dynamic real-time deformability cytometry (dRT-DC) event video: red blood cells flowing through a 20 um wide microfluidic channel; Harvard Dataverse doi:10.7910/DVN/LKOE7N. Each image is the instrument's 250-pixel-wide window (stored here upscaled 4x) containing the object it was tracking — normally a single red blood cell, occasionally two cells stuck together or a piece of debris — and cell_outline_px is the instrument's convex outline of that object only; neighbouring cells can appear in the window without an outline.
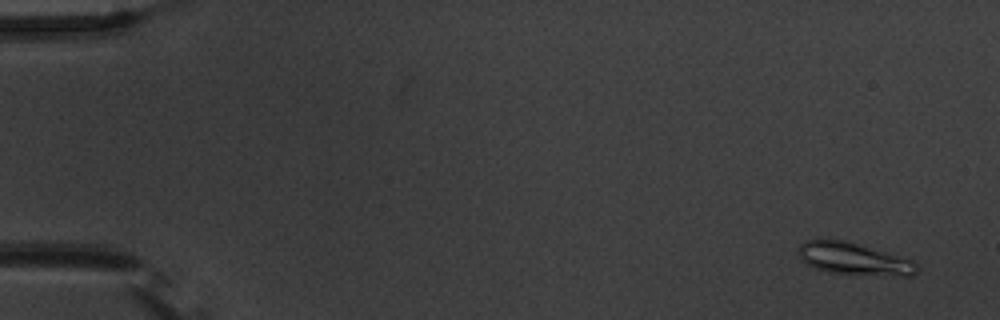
{"species": "common noctule bat (a hibernating species)", "species_latin": "Nyctalus noctula", "temperature_condition": "warm", "stored_images_in_passage": 55, "camera_frame_rate_fps": 3000, "um_per_image_px": 0.085, "animal": {"sex": "male", "body_mass_g": 20.1, "forearm_length_mm": 53.5}, "frame": {"image": 1, "passage_image": 2, "time_ms": 0.333, "image_size_px": [1000, 320], "cell_outline_px": [[920, 268], [912, 276], [904, 276], [828, 272], [816, 268], [808, 264], [800, 256], [800, 244], [808, 240], [820, 236], [844, 240], [916, 260]], "centroid_in_image_um": [72.63, 21.96], "position_along_channel_um": 12.4, "area_um2": 22.37}}
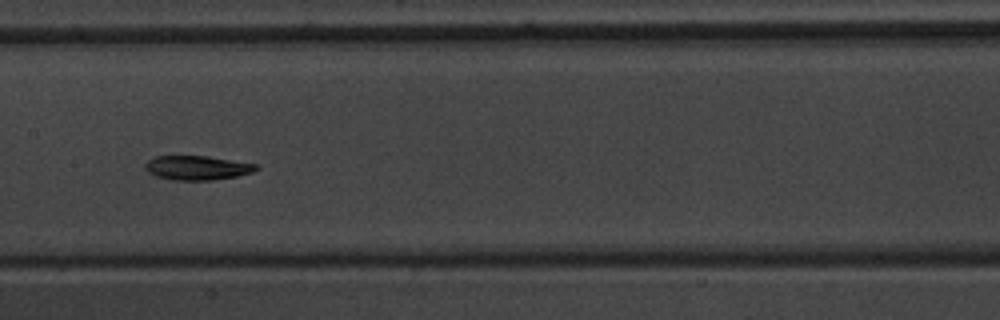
{"frame": {"image": 2, "passage_image": 28, "time_ms": 9.0, "image_size_px": [1000, 320], "cell_outline_px": [[260, 168], [252, 172], [236, 176], [212, 180], [172, 180], [156, 176], [148, 172], [144, 168], [144, 164], [152, 156], [208, 156], [260, 164]], "centroid_in_image_um": [16.77, 14.25], "position_along_channel_um": 190.6, "area_um2": 15.9}}
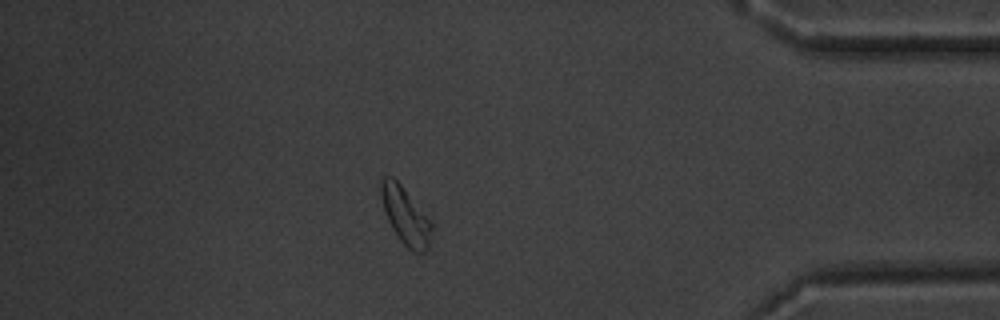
{"frame": {"image": 3, "passage_image": 48, "time_ms": 15.667, "image_size_px": [1000, 320], "cell_outline_px": [[432, 228], [428, 244], [424, 252], [412, 252], [400, 240], [392, 228], [388, 220], [380, 196], [380, 180], [384, 176], [392, 176], [404, 188], [432, 220]], "centroid_in_image_um": [34.46, 18.31], "position_along_channel_um": 400.7, "area_um2": 16.82}, "authors_computed_cell_mechanics": {"area_um2": 16.6464, "velocity_mm_per_s": 3.6544, "shape_relaxation_time_tau1_ms": 4.0774, "shape_relaxation_time_tau2_ms": 6.6386, "deformation_change_tau1": 0.1284, "deformation_change_tau2": 0.0957}}